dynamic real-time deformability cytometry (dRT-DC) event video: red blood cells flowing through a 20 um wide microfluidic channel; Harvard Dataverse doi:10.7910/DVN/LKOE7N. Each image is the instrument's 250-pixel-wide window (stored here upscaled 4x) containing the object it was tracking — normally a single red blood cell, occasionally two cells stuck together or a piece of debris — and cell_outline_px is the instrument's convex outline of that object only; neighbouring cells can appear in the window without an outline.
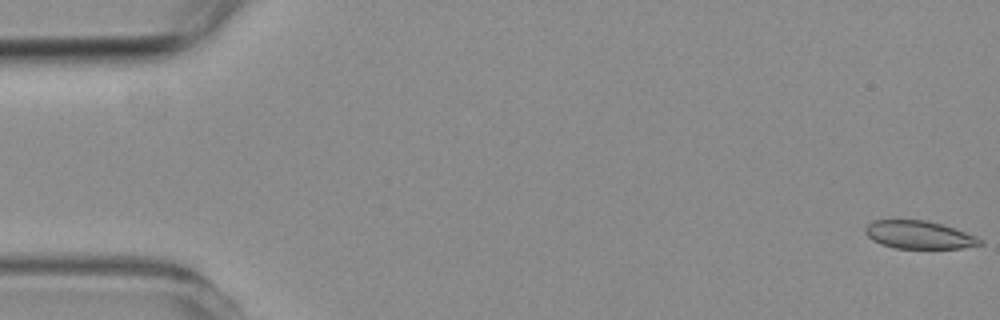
{"species": "common noctule bat (a hibernating species)", "species_latin": "Nyctalus noctula", "temperature_condition": "room temperature", "stored_images_in_passage": 55, "camera_frame_rate_fps": 3000, "um_per_image_px": 0.085, "animal": {"sex": "female", "body_mass_g": 19.3, "forearm_length_mm": 54.1}, "frame": {"image": 1, "passage_image": 1, "time_ms": 0.0, "image_size_px": [1000, 320], "cell_outline_px": [[984, 244], [960, 248], [896, 248], [880, 244], [872, 240], [864, 232], [864, 228], [872, 220], [924, 220], [940, 224], [976, 236], [984, 240]], "centroid_in_image_um": [78.09, 19.96], "position_along_channel_um": 6.9, "area_um2": 18.55}}
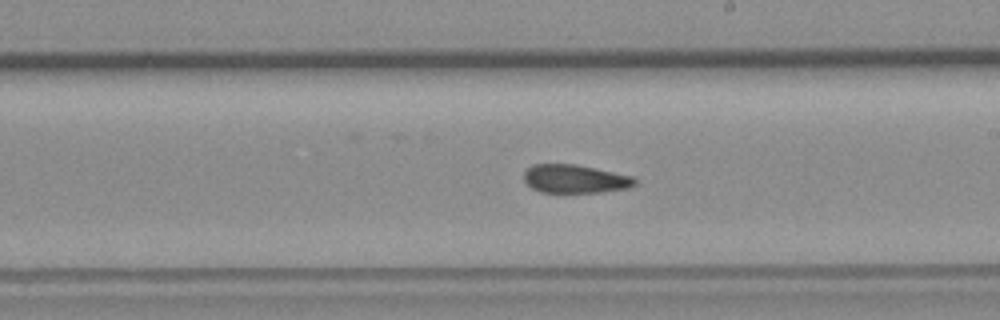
{"frame": {"image": 2, "passage_image": 31, "time_ms": 10.0, "image_size_px": [1000, 320], "cell_outline_px": [[636, 184], [632, 188], [600, 192], [540, 192], [532, 188], [524, 180], [524, 172], [532, 164], [576, 164], [636, 176]], "centroid_in_image_um": [48.93, 15.2], "position_along_channel_um": 240.1, "area_um2": 18.61}}
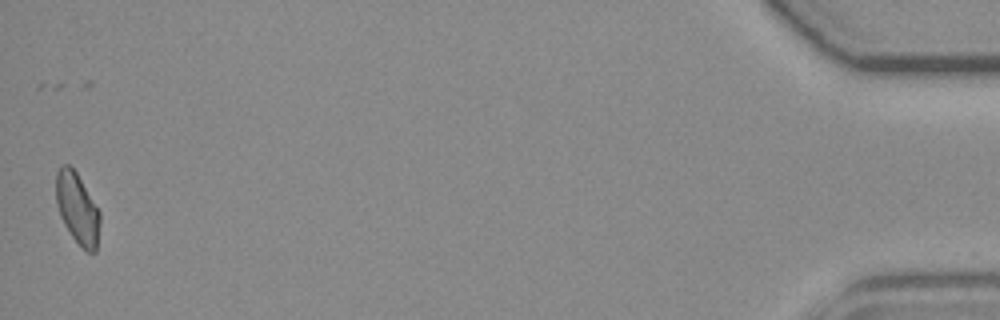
{"frame": {"image": 3, "passage_image": 54, "time_ms": 17.667, "image_size_px": [1000, 320], "cell_outline_px": [[100, 220], [96, 252], [88, 252], [72, 236], [64, 224], [60, 216], [56, 204], [56, 172], [64, 164], [68, 164], [76, 172], [100, 212]], "centroid_in_image_um": [6.57, 17.71], "position_along_channel_um": 428.6, "area_um2": 17.86}, "authors_computed_cell_mechanics": {"area_um2": 19.1896, "velocity_mm_per_s": 3.7853, "shape_relaxation_time_tau1_ms": null, "shape_relaxation_time_tau2_ms": 2.4904, "deformation_change_tau1": null, "deformation_change_tau2": 0.0831}}